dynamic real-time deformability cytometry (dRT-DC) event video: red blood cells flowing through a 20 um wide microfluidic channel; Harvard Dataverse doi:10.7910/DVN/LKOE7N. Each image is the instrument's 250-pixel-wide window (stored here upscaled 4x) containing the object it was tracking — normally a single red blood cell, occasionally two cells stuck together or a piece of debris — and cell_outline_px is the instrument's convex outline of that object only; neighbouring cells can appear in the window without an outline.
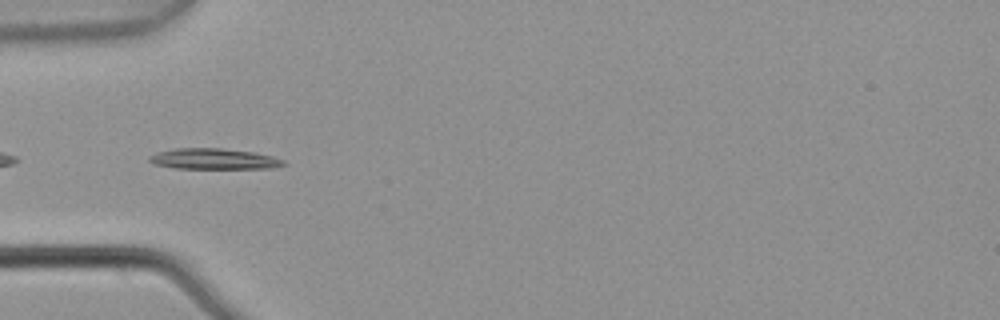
{"species": "common noctule bat (a hibernating species)", "species_latin": "Nyctalus noctula", "temperature_condition": "warm", "stored_images_in_passage": 7, "segment_of_instrument_passage": [2, 2], "camera_frame_rate_fps": 3000, "um_per_image_px": 0.085, "animal": {"sex": "male", "body_mass_g": 21.5, "forearm_length_mm": 52.0}, "frame": {"image": 1, "passage_image": 5, "time_ms": 1.333, "image_size_px": [1000, 320], "cell_outline_px": [[288, 164], [268, 168], [176, 168], [156, 164], [148, 160], [148, 156], [160, 152], [176, 148], [220, 148], [256, 152], [272, 156], [284, 160]], "centroid_in_image_um": [18.22, 13.5], "position_along_channel_um": 66.8, "area_um2": 16.07}}
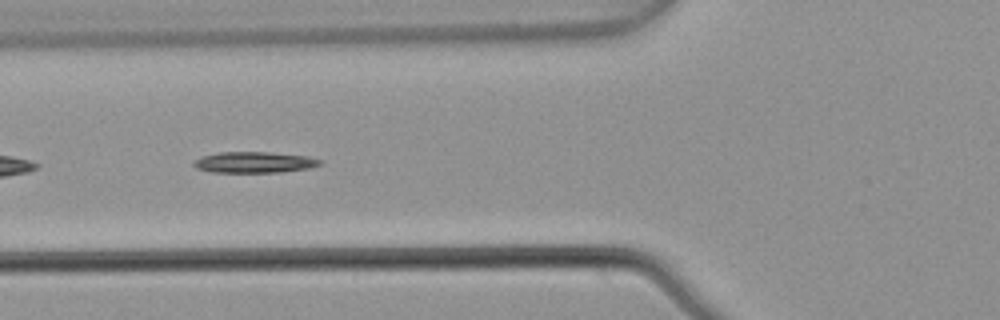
{"frame": {"image": 2, "passage_image": 6, "time_ms": 1.667, "image_size_px": [1000, 320], "cell_outline_px": [[324, 164], [308, 168], [280, 172], [212, 172], [196, 168], [192, 164], [200, 156], [220, 152], [268, 152], [308, 156], [324, 160]], "centroid_in_image_um": [21.65, 13.79], "position_along_channel_um": 104.2, "area_um2": 15.55}}
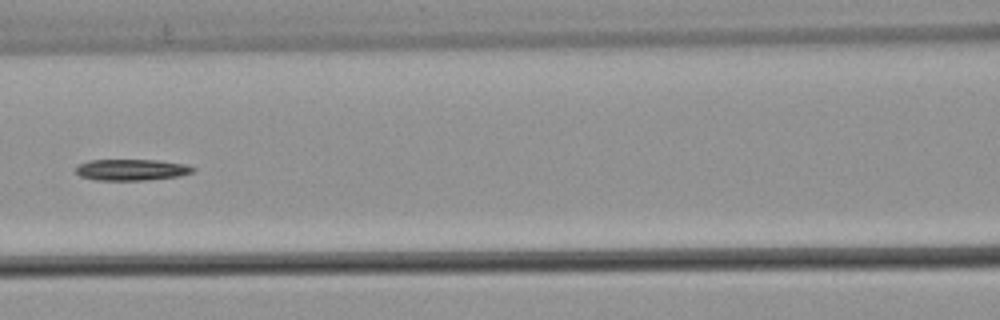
{"frame": {"image": 3, "passage_image": 7, "time_ms": 2.0, "image_size_px": [1000, 320], "cell_outline_px": [[196, 168], [192, 172], [180, 176], [144, 180], [96, 180], [80, 176], [76, 172], [76, 168], [80, 164], [88, 160], [156, 160], [188, 164]], "centroid_in_image_um": [11.21, 14.43], "position_along_channel_um": 155.4, "area_um2": 14.51}}